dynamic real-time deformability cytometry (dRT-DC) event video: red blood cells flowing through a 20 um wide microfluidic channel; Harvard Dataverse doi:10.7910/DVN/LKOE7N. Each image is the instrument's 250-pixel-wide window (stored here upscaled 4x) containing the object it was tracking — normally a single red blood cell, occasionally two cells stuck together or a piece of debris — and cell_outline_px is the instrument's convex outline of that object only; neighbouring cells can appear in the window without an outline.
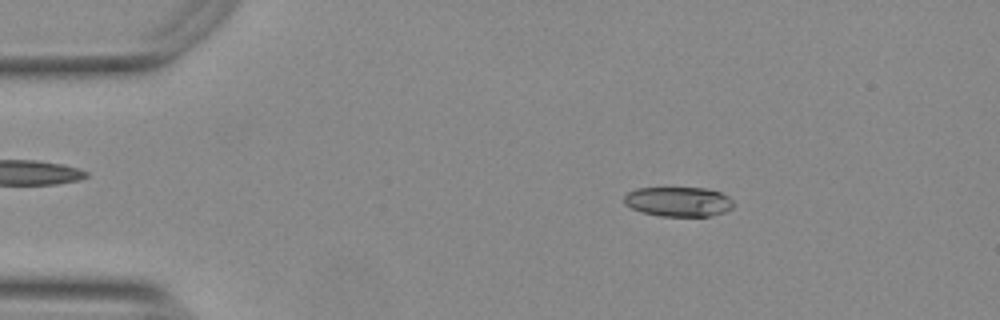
{"species": "Egyptian fruit bat (a non-hibernating species)", "species_latin": "Rousettus aegyptiacus", "temperature_condition": "warm", "stored_images_in_passage": 19, "camera_frame_rate_fps": 3000, "um_per_image_px": 0.085, "animal": {"sex": "female"}, "frame": {"image": 1, "passage_image": 9, "time_ms": 2.667, "image_size_px": [1000, 320], "cell_outline_px": [[736, 204], [732, 208], [724, 212], [712, 216], [660, 216], [644, 212], [632, 208], [624, 204], [624, 196], [628, 192], [636, 188], [704, 188], [720, 192], [728, 196]], "centroid_in_image_um": [57.69, 17.14], "position_along_channel_um": 27.3, "area_um2": 18.96}}
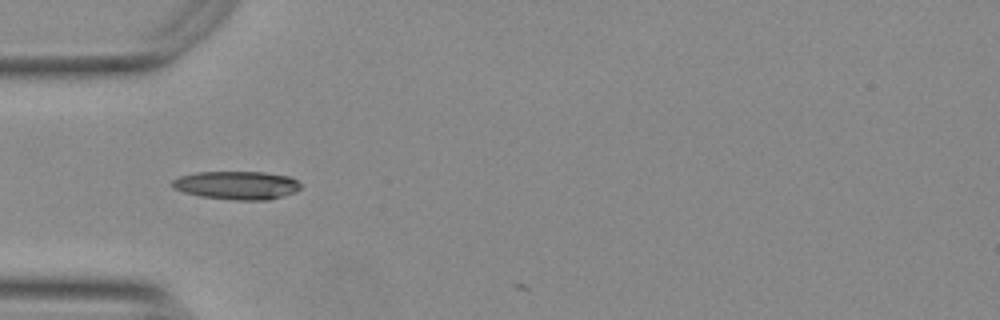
{"frame": {"image": 2, "passage_image": 17, "time_ms": 5.333, "image_size_px": [1000, 320], "cell_outline_px": [[300, 188], [296, 192], [268, 200], [236, 200], [200, 196], [184, 192], [172, 188], [172, 180], [180, 176], [196, 172], [264, 172], [288, 176], [296, 180], [300, 184]], "centroid_in_image_um": [20.12, 15.74], "position_along_channel_um": 64.9, "area_um2": 21.15}}